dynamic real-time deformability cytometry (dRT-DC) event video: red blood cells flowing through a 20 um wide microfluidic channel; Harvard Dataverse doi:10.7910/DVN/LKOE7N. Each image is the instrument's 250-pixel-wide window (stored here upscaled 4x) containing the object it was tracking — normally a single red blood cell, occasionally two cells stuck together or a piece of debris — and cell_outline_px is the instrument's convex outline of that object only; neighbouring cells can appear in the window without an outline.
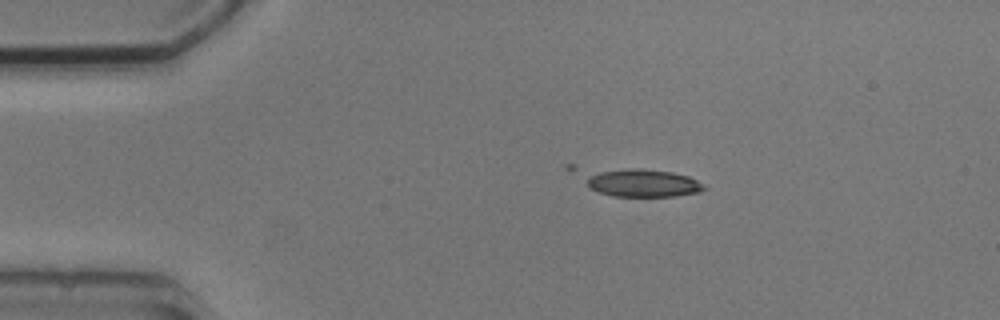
{"species": "common noctule bat (a hibernating species)", "species_latin": "Nyctalus noctula", "temperature_condition": "cold", "stored_images_in_passage": 8, "camera_frame_rate_fps": 3000, "um_per_image_px": 0.085, "animal": {"sex": "male", "body_mass_g": 20.5, "forearm_length_mm": 52.5}, "frame": {"image": 1, "passage_image": 1, "time_ms": 0.0, "image_size_px": [1000, 320], "cell_outline_px": [[708, 188], [700, 192], [676, 196], [612, 196], [596, 192], [588, 188], [568, 172], [564, 168], [564, 164], [572, 164], [640, 168], [672, 172], [688, 176], [704, 184]], "centroid_in_image_um": [53.88, 15.4], "position_along_channel_um": 31.1, "area_um2": 22.95}}
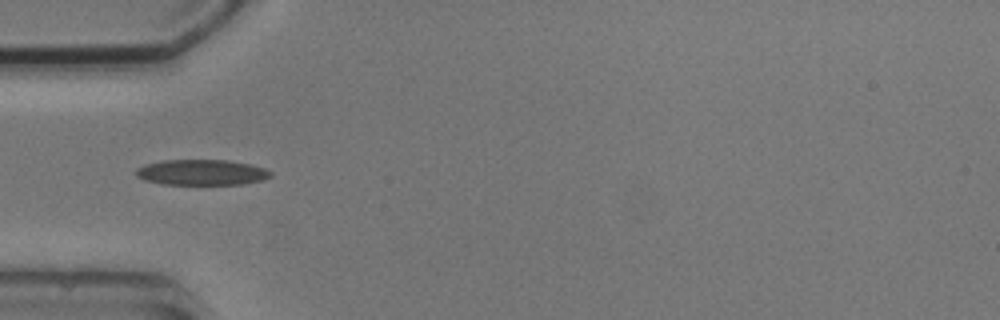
{"frame": {"image": 2, "passage_image": 3, "time_ms": 2.333, "image_size_px": [1000, 320], "cell_outline_px": [[272, 176], [264, 180], [240, 184], [160, 184], [144, 180], [136, 176], [136, 168], [144, 164], [160, 160], [228, 160], [252, 164], [264, 168], [272, 172]], "centroid_in_image_um": [17.13, 14.64], "position_along_channel_um": 67.9, "area_um2": 20.29}}